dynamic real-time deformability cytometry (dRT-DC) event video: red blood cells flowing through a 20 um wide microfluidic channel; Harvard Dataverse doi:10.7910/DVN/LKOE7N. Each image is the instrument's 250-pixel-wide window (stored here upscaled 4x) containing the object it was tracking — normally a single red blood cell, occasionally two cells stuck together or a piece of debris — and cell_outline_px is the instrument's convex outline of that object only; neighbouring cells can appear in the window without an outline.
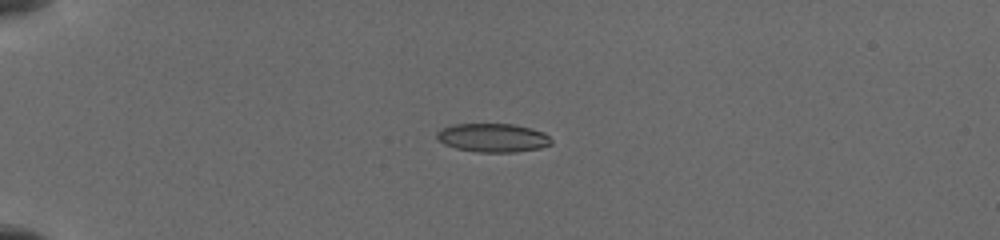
{"species": "common noctule bat (a hibernating species)", "species_latin": "Nyctalus noctula", "temperature_condition": "cold", "stored_images_in_passage": 12, "camera_frame_rate_fps": 3000, "um_per_image_px": 0.085, "animal": {"sex": "female", "body_mass_g": 19.5, "forearm_length_mm": 54.1}, "frame": {"image": 1, "passage_image": 5, "time_ms": 4.333, "image_size_px": [1000, 240], "cell_outline_px": [[552, 144], [540, 148], [516, 152], [476, 152], [456, 148], [444, 144], [436, 136], [436, 132], [452, 124], [512, 124], [532, 128], [544, 132], [552, 140]], "centroid_in_image_um": [41.92, 11.71], "position_along_channel_um": 43.1, "area_um2": 19.13}}
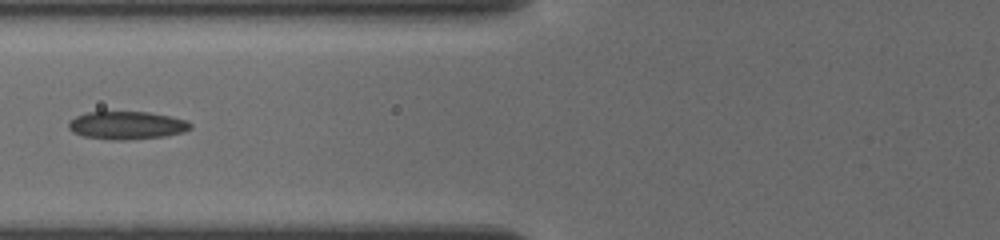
{"frame": {"image": 2, "passage_image": 8, "time_ms": 7.333, "image_size_px": [1000, 240], "cell_outline_px": [[192, 128], [184, 132], [164, 136], [128, 140], [112, 140], [84, 136], [72, 132], [68, 128], [68, 120], [76, 116], [88, 112], [148, 112], [172, 116], [188, 120], [192, 124]], "centroid_in_image_um": [10.8, 10.65], "position_along_channel_um": 115.0, "area_um2": 20.06}}
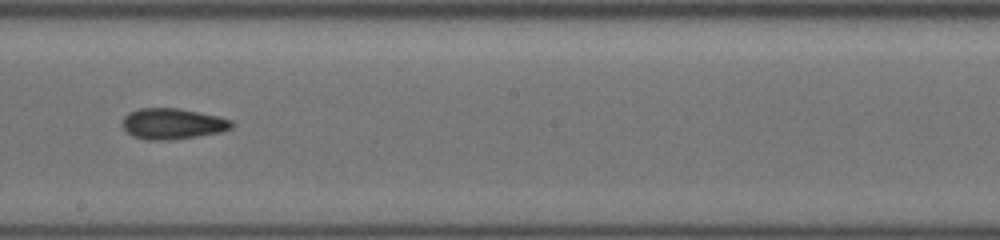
{"frame": {"image": 3, "passage_image": 11, "time_ms": 10.333, "image_size_px": [1000, 240], "cell_outline_px": [[236, 124], [232, 128], [224, 132], [168, 140], [144, 140], [132, 136], [120, 124], [124, 116], [128, 112], [140, 108], [176, 108], [220, 116], [232, 120]], "centroid_in_image_um": [14.68, 10.52], "position_along_channel_um": 233.5, "area_um2": 19.94}}